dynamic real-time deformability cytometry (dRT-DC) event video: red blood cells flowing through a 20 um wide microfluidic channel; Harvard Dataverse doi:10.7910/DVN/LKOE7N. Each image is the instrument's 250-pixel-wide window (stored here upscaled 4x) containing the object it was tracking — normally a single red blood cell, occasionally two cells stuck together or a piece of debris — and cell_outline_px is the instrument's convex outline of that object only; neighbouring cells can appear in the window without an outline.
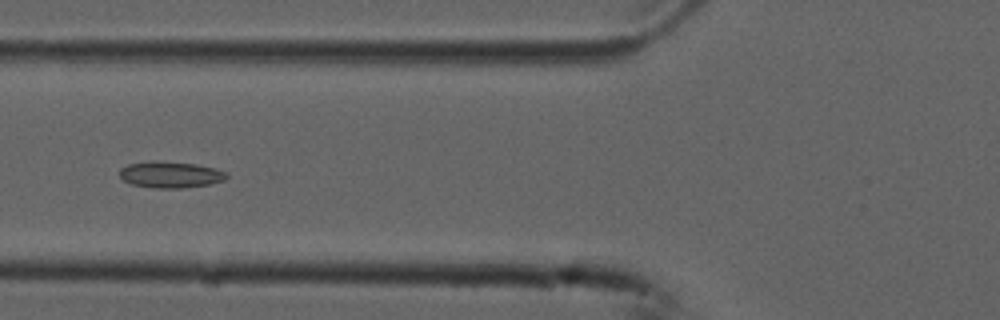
{"species": "common noctule bat (a hibernating species)", "species_latin": "Nyctalus noctula", "temperature_condition": "cold", "stored_images_in_passage": 13, "camera_frame_rate_fps": 3000, "um_per_image_px": 0.085, "animal": {"sex": "male", "forearm_length_mm": 52.5}, "frame": {"image": 1, "passage_image": 4, "time_ms": 1.0, "image_size_px": [1000, 320], "cell_outline_px": [[228, 176], [224, 180], [212, 184], [184, 188], [156, 188], [132, 184], [124, 180], [120, 176], [120, 168], [128, 164], [196, 164], [216, 168], [228, 172]], "centroid_in_image_um": [14.59, 14.9], "position_along_channel_um": 111.2, "area_um2": 15.61}}
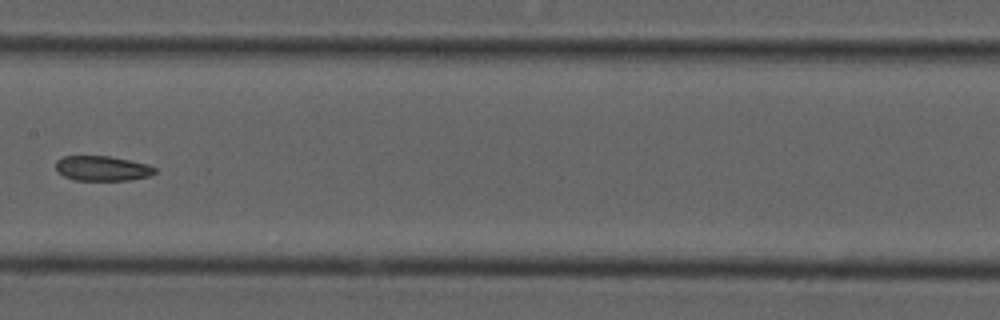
{"frame": {"image": 2, "passage_image": 6, "time_ms": 1.667, "image_size_px": [1000, 320], "cell_outline_px": [[156, 172], [148, 176], [128, 180], [76, 180], [64, 176], [56, 172], [56, 160], [64, 156], [108, 156], [148, 164], [156, 168]], "centroid_in_image_um": [8.67, 14.31], "position_along_channel_um": 198.7, "area_um2": 14.33}}
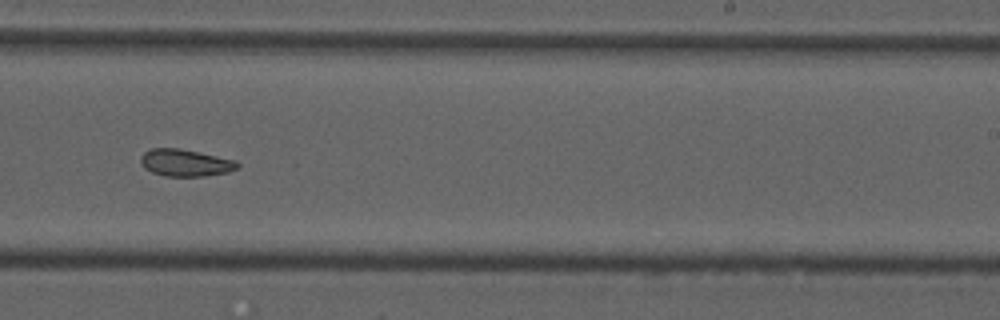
{"frame": {"image": 3, "passage_image": 8, "time_ms": 2.333, "image_size_px": [1000, 320], "cell_outline_px": [[240, 168], [228, 172], [204, 176], [164, 176], [152, 172], [144, 168], [140, 160], [140, 156], [144, 152], [152, 148], [180, 148], [236, 160], [240, 164]], "centroid_in_image_um": [15.77, 13.83], "position_along_channel_um": 273.2, "area_um2": 15.37}}